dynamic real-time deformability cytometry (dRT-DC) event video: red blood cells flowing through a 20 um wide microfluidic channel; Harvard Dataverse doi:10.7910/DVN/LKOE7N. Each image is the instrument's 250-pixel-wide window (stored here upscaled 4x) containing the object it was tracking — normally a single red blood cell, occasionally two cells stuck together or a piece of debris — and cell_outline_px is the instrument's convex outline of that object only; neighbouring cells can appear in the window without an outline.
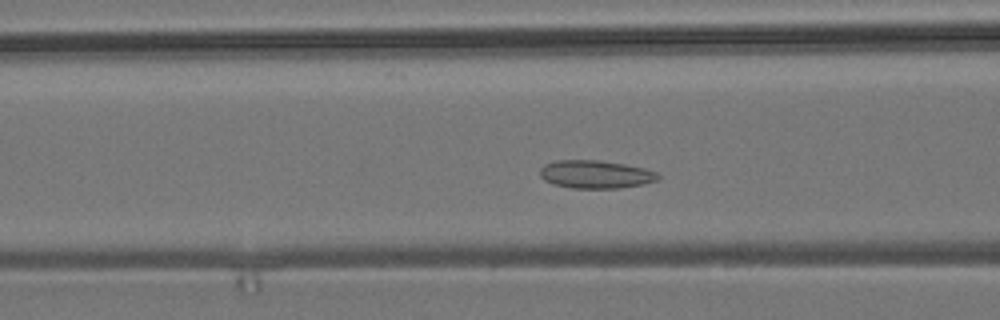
{"species": "common noctule bat (a hibernating species)", "species_latin": "Nyctalus noctula", "temperature_condition": "room temperature", "stored_images_in_passage": 39, "camera_frame_rate_fps": 3000, "um_per_image_px": 0.085, "animal": {"sex": "male", "body_mass_g": 19.2, "forearm_length_mm": 51.8}, "frame": {"image": 1, "passage_image": 15, "time_ms": 4.667, "image_size_px": [1000, 320], "cell_outline_px": [[660, 176], [656, 180], [644, 184], [620, 188], [572, 188], [552, 184], [544, 180], [540, 176], [540, 168], [544, 164], [556, 160], [600, 160], [624, 164], [644, 168], [656, 172]], "centroid_in_image_um": [50.59, 14.82], "position_along_channel_um": 116.0, "area_um2": 19.36}}
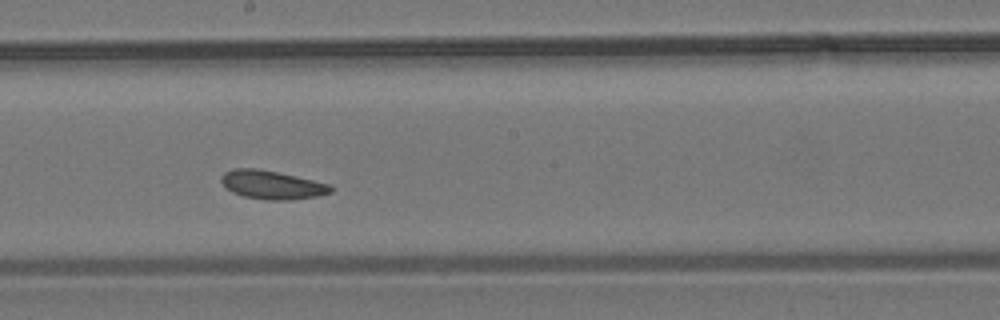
{"frame": {"image": 2, "passage_image": 24, "time_ms": 7.667, "image_size_px": [1000, 320], "cell_outline_px": [[332, 192], [316, 196], [292, 200], [264, 200], [244, 196], [232, 192], [220, 180], [220, 176], [224, 172], [232, 168], [256, 168], [276, 172], [312, 180], [328, 184], [332, 188]], "centroid_in_image_um": [23.07, 15.71], "position_along_channel_um": 225.1, "area_um2": 18.03}}
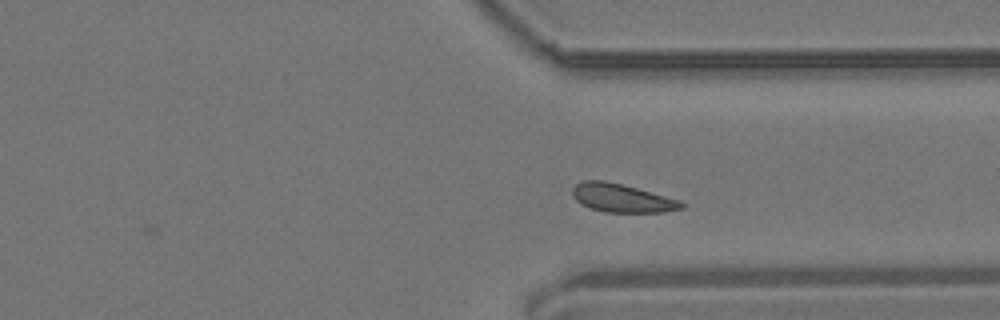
{"frame": {"image": 3, "passage_image": 35, "time_ms": 11.333, "image_size_px": [1000, 320], "cell_outline_px": [[684, 208], [664, 212], [604, 212], [580, 204], [572, 196], [572, 188], [576, 184], [584, 180], [604, 180], [636, 188], [680, 200], [684, 204]], "centroid_in_image_um": [52.84, 16.84], "position_along_channel_um": 358.6, "area_um2": 17.92}, "authors_computed_cell_mechanics": {"area_um2": 18.0914, "velocity_mm_per_s": 3.6378, "shape_relaxation_time_tau1_ms": null, "shape_relaxation_time_tau2_ms": 2.7428, "deformation_change_tau1": null, "deformation_change_tau2": 0.0716}}